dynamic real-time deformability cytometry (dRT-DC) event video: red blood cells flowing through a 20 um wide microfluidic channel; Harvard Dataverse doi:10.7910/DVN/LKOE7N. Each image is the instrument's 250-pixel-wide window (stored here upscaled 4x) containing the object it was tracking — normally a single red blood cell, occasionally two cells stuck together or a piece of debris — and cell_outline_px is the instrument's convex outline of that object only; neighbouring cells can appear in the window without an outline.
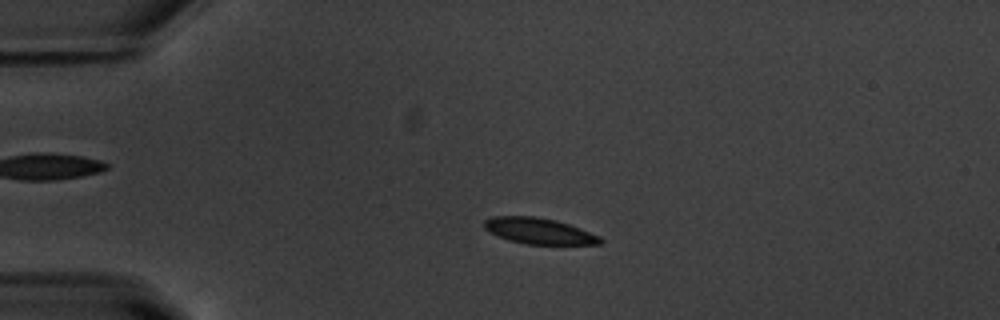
{"species": "common noctule bat (a hibernating species)", "species_latin": "Nyctalus noctula", "temperature_condition": "warm", "stored_images_in_passage": 54, "camera_frame_rate_fps": 3000, "um_per_image_px": 0.085, "animal": {"sex": "male", "body_mass_g": 20.1, "forearm_length_mm": 53.5}, "frame": {"image": 1, "passage_image": 13, "time_ms": 4.0, "image_size_px": [1000, 320], "cell_outline_px": [[604, 240], [600, 244], [524, 244], [508, 240], [484, 228], [484, 220], [492, 216], [536, 216], [556, 220], [568, 224], [600, 236]], "centroid_in_image_um": [45.81, 19.63], "position_along_channel_um": 39.2, "area_um2": 17.46}}
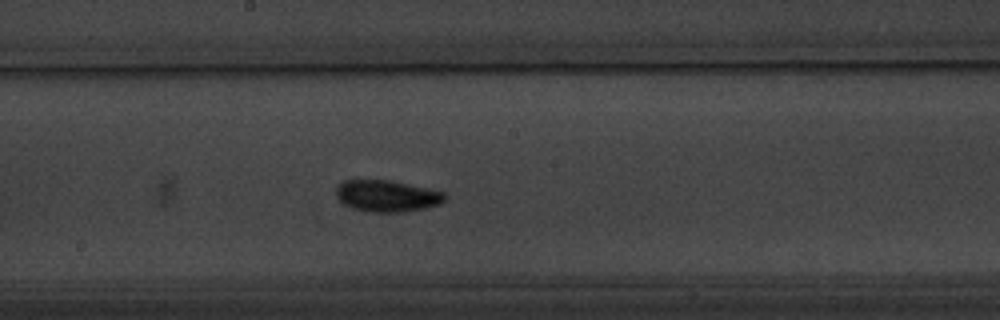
{"frame": {"image": 2, "passage_image": 30, "time_ms": 9.667, "image_size_px": [1000, 320], "cell_outline_px": [[448, 196], [440, 204], [424, 208], [404, 212], [364, 212], [352, 208], [344, 204], [336, 196], [336, 188], [344, 180], [392, 180], [428, 188], [444, 192]], "centroid_in_image_um": [32.9, 16.66], "position_along_channel_um": 215.3, "area_um2": 20.17}}
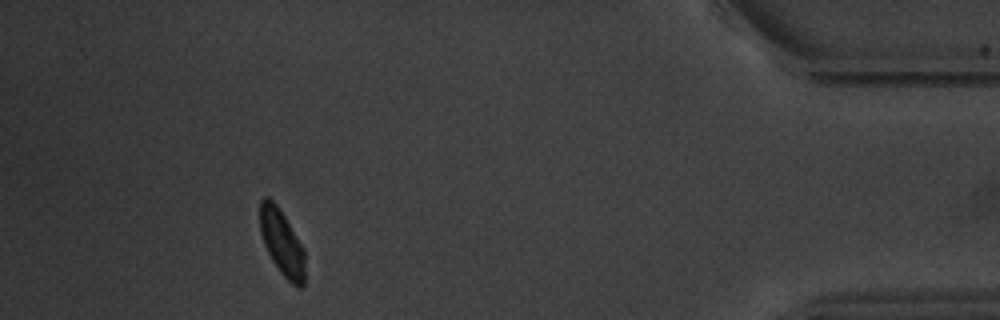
{"frame": {"image": 3, "passage_image": 50, "time_ms": 16.333, "image_size_px": [1000, 320], "cell_outline_px": [[304, 284], [300, 288], [296, 288], [280, 272], [272, 260], [264, 244], [260, 232], [260, 200], [264, 196], [268, 196], [276, 204], [284, 216], [304, 248]], "centroid_in_image_um": [23.95, 20.63], "position_along_channel_um": 411.2, "area_um2": 17.17}, "authors_computed_cell_mechanics": {"area_um2": 17.9469, "velocity_mm_per_s": 3.7357, "shape_relaxation_time_tau1_ms": 1.9183, "shape_relaxation_time_tau2_ms": 1.1125, "deformation_change_tau1": 0.099, "deformation_change_tau2": 0.0504}}